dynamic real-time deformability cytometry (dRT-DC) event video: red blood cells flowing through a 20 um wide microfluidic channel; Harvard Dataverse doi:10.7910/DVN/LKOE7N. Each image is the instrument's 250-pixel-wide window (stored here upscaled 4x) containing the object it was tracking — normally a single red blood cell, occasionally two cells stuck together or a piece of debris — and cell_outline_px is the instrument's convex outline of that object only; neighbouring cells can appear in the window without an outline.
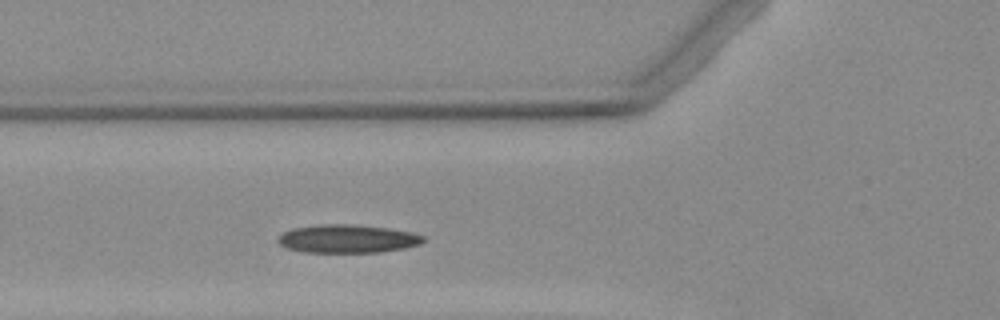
{"species": "Egyptian fruit bat (a non-hibernating species)", "species_latin": "Rousettus aegyptiacus", "temperature_condition": "warm", "stored_images_in_passage": 3, "segment_of_instrument_passage": [1, 2], "camera_frame_rate_fps": 3000, "um_per_image_px": 0.085, "animal": {"sex": "female"}, "frame": {"image": 1, "passage_image": 2, "time_ms": 1.0, "image_size_px": [1000, 320], "cell_outline_px": [[424, 240], [420, 244], [404, 248], [380, 252], [304, 252], [288, 248], [280, 244], [276, 240], [284, 232], [292, 228], [320, 224], [352, 224], [388, 228], [412, 232], [424, 236]], "centroid_in_image_um": [29.54, 20.29], "position_along_channel_um": 96.3, "area_um2": 23.87}}